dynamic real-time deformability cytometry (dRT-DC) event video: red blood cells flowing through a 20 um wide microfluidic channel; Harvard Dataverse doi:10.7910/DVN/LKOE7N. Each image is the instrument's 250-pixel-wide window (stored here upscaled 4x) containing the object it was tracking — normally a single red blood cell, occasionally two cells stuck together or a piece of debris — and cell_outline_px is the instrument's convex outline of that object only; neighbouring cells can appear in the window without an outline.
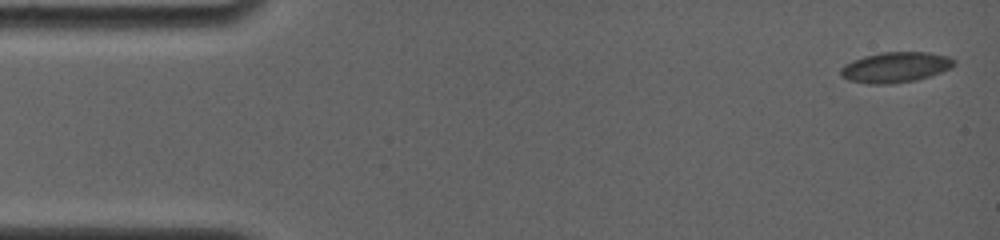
{"species": "common noctule bat (a hibernating species)", "species_latin": "Nyctalus noctula", "temperature_condition": "room temperature", "stored_images_in_passage": 6, "camera_frame_rate_fps": 4000, "um_per_image_px": 0.085, "animal": {"sex": "female", "body_mass_g": 19.0, "forearm_length_mm": 56.7}, "frame": {"image": 1, "passage_image": 1, "time_ms": 0.0, "image_size_px": [1000, 240], "cell_outline_px": [[956, 64], [940, 72], [916, 80], [892, 84], [868, 84], [848, 80], [840, 76], [840, 68], [844, 64], [852, 60], [864, 56], [884, 52], [928, 52], [948, 56], [956, 60]], "centroid_in_image_um": [76.07, 5.72], "position_along_channel_um": 8.9, "area_um2": 20.17}}
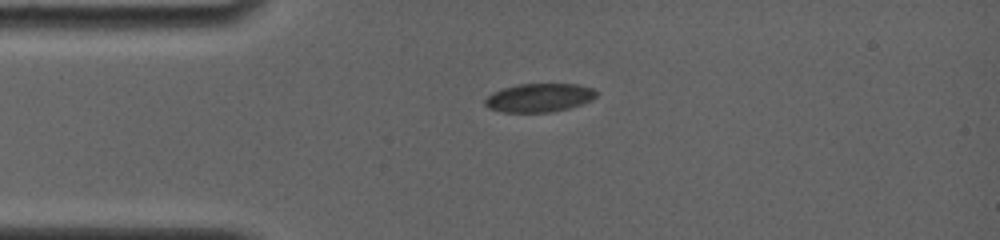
{"frame": {"image": 2, "passage_image": 5, "time_ms": 3.5, "image_size_px": [1000, 240], "cell_outline_px": [[596, 96], [592, 100], [568, 108], [552, 112], [500, 112], [488, 108], [484, 104], [484, 100], [492, 92], [516, 84], [576, 84], [592, 88], [596, 92]], "centroid_in_image_um": [45.79, 8.31], "position_along_channel_um": 39.2, "area_um2": 18.5}}